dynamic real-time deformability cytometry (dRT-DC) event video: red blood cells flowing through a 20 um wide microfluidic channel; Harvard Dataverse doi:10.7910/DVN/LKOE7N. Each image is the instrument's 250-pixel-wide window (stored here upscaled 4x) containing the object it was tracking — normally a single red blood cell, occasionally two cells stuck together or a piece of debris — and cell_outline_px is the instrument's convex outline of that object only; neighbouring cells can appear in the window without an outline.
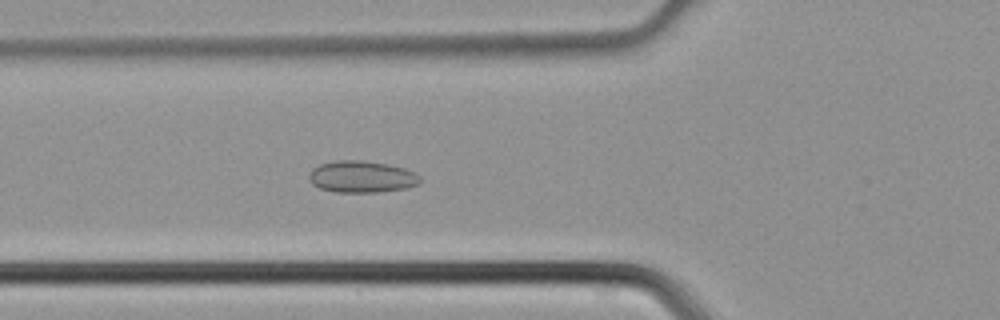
{"species": "common noctule bat (a hibernating species)", "species_latin": "Nyctalus noctula", "temperature_condition": "cold", "stored_images_in_passage": 38, "camera_frame_rate_fps": 3000, "um_per_image_px": 0.085, "animal": {"sex": "male", "body_mass_g": 21.5, "forearm_length_mm": 52.0}, "frame": {"image": 1, "passage_image": 16, "time_ms": 5.0, "image_size_px": [1000, 320], "cell_outline_px": [[420, 184], [408, 188], [376, 192], [336, 192], [320, 188], [312, 184], [308, 180], [308, 176], [312, 168], [320, 164], [336, 160], [364, 160], [388, 164], [404, 168], [416, 172], [420, 176]], "centroid_in_image_um": [30.75, 15.02], "position_along_channel_um": 95.0, "area_um2": 20.81}}
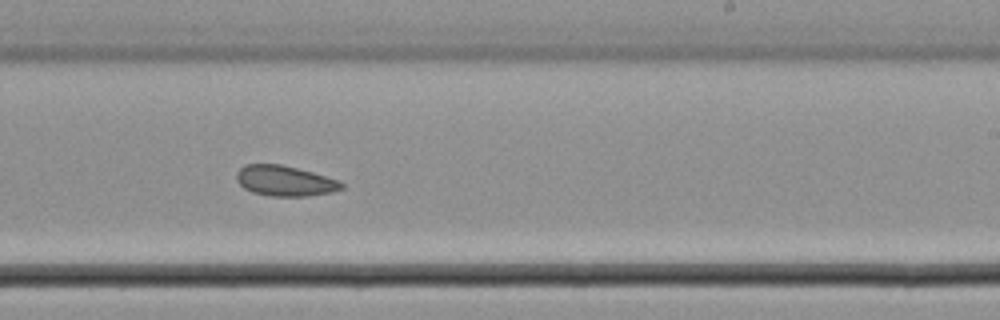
{"frame": {"image": 2, "passage_image": 27, "time_ms": 8.667, "image_size_px": [1000, 320], "cell_outline_px": [[344, 188], [332, 192], [308, 196], [272, 196], [252, 192], [244, 188], [236, 180], [236, 172], [244, 164], [280, 164], [312, 172], [340, 180], [344, 184]], "centroid_in_image_um": [24.22, 15.37], "position_along_channel_um": 264.8, "area_um2": 18.67}}
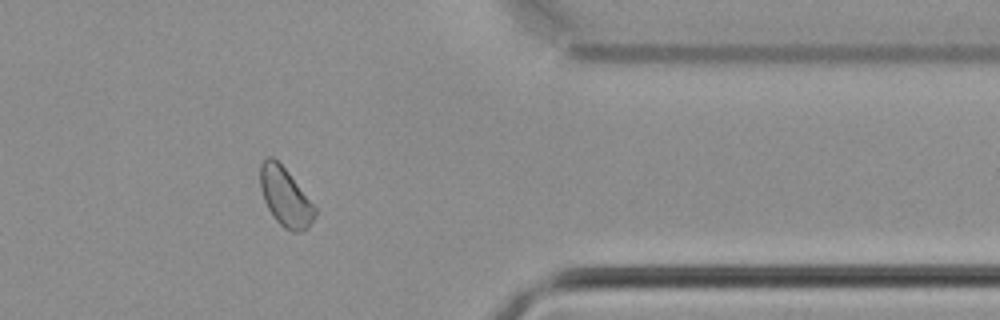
{"frame": {"image": 3, "passage_image": 36, "time_ms": 11.667, "image_size_px": [1000, 320], "cell_outline_px": [[316, 216], [308, 228], [304, 232], [292, 232], [284, 228], [276, 220], [268, 208], [264, 200], [260, 188], [260, 164], [268, 156], [272, 156], [288, 172], [316, 208]], "centroid_in_image_um": [24.25, 16.77], "position_along_channel_um": 387.1, "area_um2": 18.55}}